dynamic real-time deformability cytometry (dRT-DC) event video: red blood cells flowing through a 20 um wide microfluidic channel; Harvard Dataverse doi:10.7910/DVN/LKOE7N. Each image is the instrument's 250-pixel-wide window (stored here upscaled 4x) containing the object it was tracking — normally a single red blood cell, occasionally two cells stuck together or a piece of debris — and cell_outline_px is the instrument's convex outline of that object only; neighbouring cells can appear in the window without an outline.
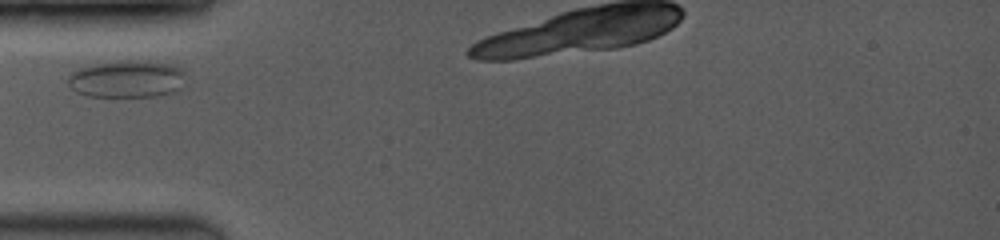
{"species": "common noctule bat (a hibernating species)", "species_latin": "Nyctalus noctula", "temperature_condition": "room temperature", "stored_images_in_passage": 4, "camera_frame_rate_fps": 3500, "um_per_image_px": 0.085, "animal": {"sex": "female", "body_mass_g": 19.0, "forearm_length_mm": 53.3}, "frame": {"image": 1, "passage_image": 1, "time_ms": 0.0, "image_size_px": [1000, 240], "cell_outline_px": [[184, 72], [180, 88], [172, 92], [156, 96], [88, 96], [76, 92], [68, 84], [68, 76], [72, 72], [80, 68], [96, 64], [116, 60], [148, 60], [176, 64], [184, 68]], "centroid_in_image_um": [10.81, 6.68], "position_along_channel_um": 74.2, "area_um2": 25.78}}